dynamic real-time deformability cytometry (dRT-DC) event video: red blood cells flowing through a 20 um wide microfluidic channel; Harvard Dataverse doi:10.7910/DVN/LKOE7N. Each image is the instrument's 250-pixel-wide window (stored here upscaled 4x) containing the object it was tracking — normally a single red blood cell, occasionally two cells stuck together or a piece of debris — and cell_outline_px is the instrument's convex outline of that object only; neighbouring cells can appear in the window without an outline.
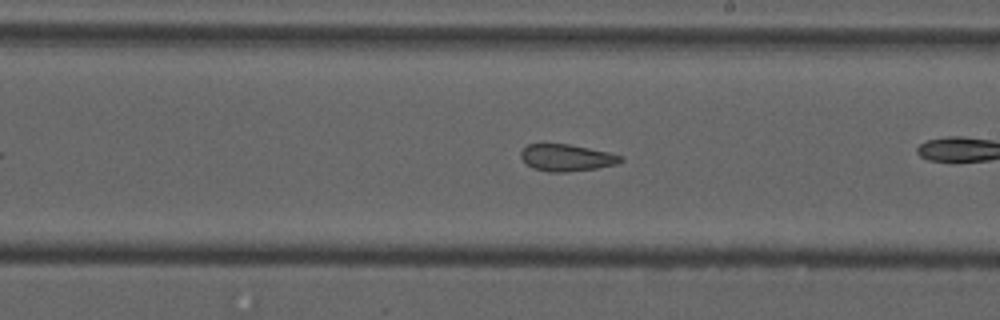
{"species": "common noctule bat (a hibernating species)", "species_latin": "Nyctalus noctula", "temperature_condition": "cold", "stored_images_in_passage": 28, "camera_frame_rate_fps": 3000, "um_per_image_px": 0.085, "animal": {"sex": "male", "forearm_length_mm": 52.5}, "frame": {"image": 1, "passage_image": 24, "time_ms": 7.667, "image_size_px": [1000, 320], "cell_outline_px": [[624, 160], [616, 164], [596, 168], [568, 172], [548, 172], [532, 168], [520, 156], [520, 152], [528, 144], [568, 144], [608, 152], [624, 156]], "centroid_in_image_um": [48.17, 13.41], "position_along_channel_um": 240.8, "area_um2": 15.55}}